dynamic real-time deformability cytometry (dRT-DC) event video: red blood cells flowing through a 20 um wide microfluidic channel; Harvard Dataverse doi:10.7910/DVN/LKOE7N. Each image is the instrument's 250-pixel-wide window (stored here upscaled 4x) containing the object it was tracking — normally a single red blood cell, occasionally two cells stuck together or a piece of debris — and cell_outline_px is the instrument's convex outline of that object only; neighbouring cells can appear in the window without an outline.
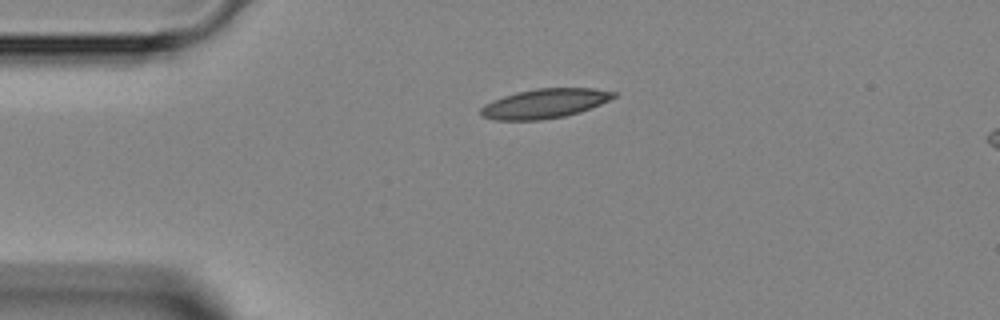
{"species": "Egyptian fruit bat (a non-hibernating species)", "species_latin": "Rousettus aegyptiacus", "temperature_condition": "room temperature", "stored_images_in_passage": 4, "camera_frame_rate_fps": 3000, "um_per_image_px": 0.085, "animal": {"sex": "female"}, "frame": {"image": 1, "passage_image": 1, "time_ms": 0.0, "image_size_px": [1000, 320], "cell_outline_px": [[616, 96], [600, 104], [580, 112], [564, 116], [540, 120], [492, 120], [480, 116], [480, 108], [484, 104], [492, 100], [516, 92], [536, 88], [596, 88], [616, 92]], "centroid_in_image_um": [46.26, 8.8], "position_along_channel_um": 38.7, "area_um2": 22.89}}
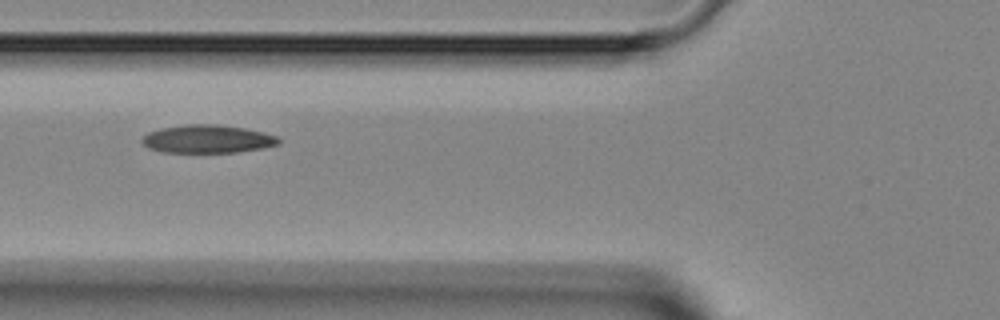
{"frame": {"image": 2, "passage_image": 3, "time_ms": 2.333, "image_size_px": [1000, 320], "cell_outline_px": [[280, 144], [260, 148], [236, 152], [164, 152], [148, 148], [140, 140], [140, 136], [148, 132], [164, 128], [184, 124], [220, 124], [244, 128], [264, 132], [276, 136], [280, 140]], "centroid_in_image_um": [17.61, 11.8], "position_along_channel_um": 108.2, "area_um2": 22.37}}
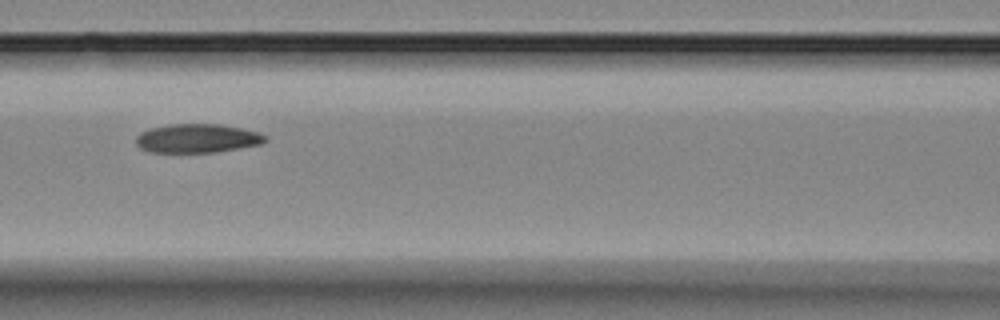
{"frame": {"image": 3, "passage_image": 4, "time_ms": 3.333, "image_size_px": [1000, 320], "cell_outline_px": [[268, 140], [264, 144], [216, 152], [148, 152], [140, 148], [136, 144], [136, 136], [140, 132], [152, 128], [168, 124], [220, 124], [240, 128], [256, 132], [268, 136]], "centroid_in_image_um": [16.78, 11.76], "position_along_channel_um": 149.8, "area_um2": 21.85}}